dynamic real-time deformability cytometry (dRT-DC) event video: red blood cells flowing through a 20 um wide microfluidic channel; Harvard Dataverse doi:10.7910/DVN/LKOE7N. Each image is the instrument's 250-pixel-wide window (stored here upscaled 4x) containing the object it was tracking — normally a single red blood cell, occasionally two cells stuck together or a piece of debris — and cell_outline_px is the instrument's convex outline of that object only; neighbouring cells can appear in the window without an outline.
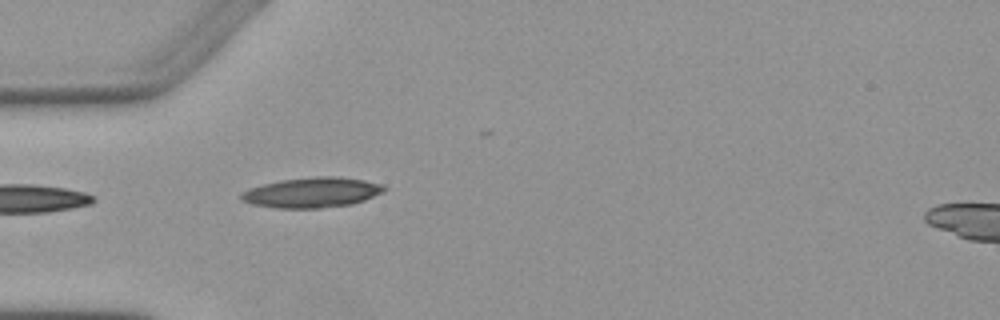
{"species": "Egyptian fruit bat (a non-hibernating species)", "species_latin": "Rousettus aegyptiacus", "temperature_condition": "warm", "stored_images_in_passage": 2, "camera_frame_rate_fps": 3000, "um_per_image_px": 0.085, "animal": {"sex": "female"}, "frame": {"image": 1, "passage_image": 2, "time_ms": 1.333, "image_size_px": [1000, 320], "cell_outline_px": [[388, 188], [384, 192], [364, 200], [352, 204], [320, 208], [276, 208], [252, 204], [240, 200], [240, 192], [248, 188], [280, 180], [316, 176], [340, 176], [364, 180], [384, 184]], "centroid_in_image_um": [26.53, 16.35], "position_along_channel_um": 58.5, "area_um2": 25.43}}